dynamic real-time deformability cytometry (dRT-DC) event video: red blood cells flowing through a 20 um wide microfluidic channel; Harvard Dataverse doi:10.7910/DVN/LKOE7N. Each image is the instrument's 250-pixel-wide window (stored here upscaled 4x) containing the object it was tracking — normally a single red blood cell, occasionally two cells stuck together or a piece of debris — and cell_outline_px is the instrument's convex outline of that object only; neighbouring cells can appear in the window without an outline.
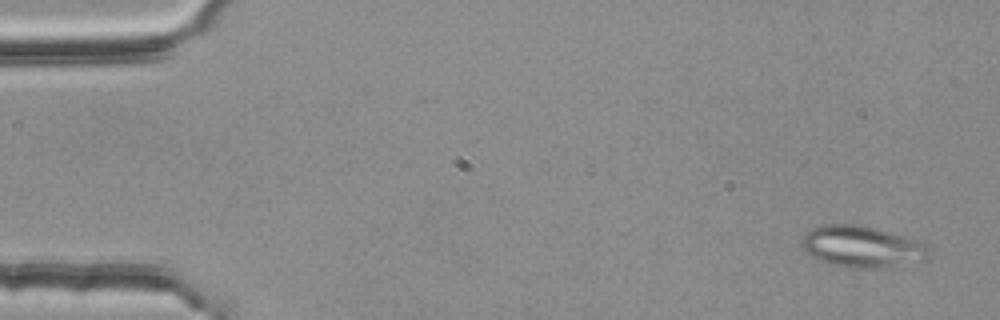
{"species": "common noctule bat (a hibernating species)", "species_latin": "Nyctalus noctula", "temperature_condition": "room temperature", "stored_images_in_passage": 54, "segment_of_instrument_passage": [1, 2], "camera_frame_rate_fps": 3000, "um_per_image_px": 0.085, "animal": {"sex": "female", "body_mass_g": 25.1}, "frame": {"image": 1, "passage_image": 3, "time_ms": 0.667, "image_size_px": [1000, 320], "cell_outline_px": [[932, 252], [928, 260], [876, 268], [852, 268], [832, 264], [820, 260], [804, 252], [800, 244], [800, 240], [804, 232], [812, 228], [824, 224], [856, 224], [876, 228], [904, 236], [928, 244], [932, 248]], "centroid_in_image_um": [73.28, 20.95], "position_along_channel_um": 11.7, "area_um2": 31.15}}